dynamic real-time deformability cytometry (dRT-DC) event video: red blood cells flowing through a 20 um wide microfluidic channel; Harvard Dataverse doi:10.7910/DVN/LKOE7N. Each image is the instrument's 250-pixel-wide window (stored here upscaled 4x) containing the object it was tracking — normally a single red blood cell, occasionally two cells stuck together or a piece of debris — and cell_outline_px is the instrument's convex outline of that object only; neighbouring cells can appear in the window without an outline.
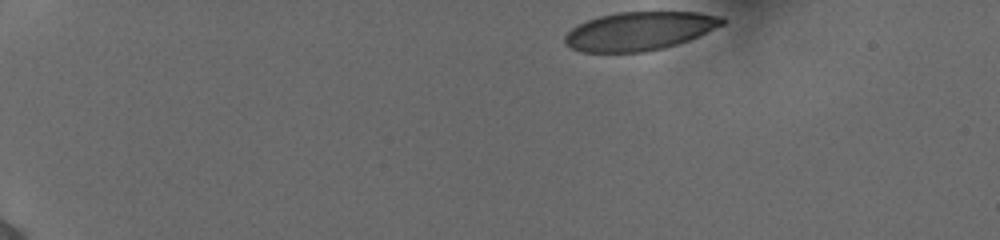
{"species": "human", "species_latin": "Homo sapiens", "temperature_condition": "cold", "stored_images_in_passage": 35, "camera_frame_rate_fps": 3000, "um_per_image_px": 0.085, "donor": {"sex": "female"}, "frame": {"image": 1, "passage_image": 1, "time_ms": 0.0, "image_size_px": [1000, 240], "cell_outline_px": [[724, 24], [688, 40], [664, 48], [644, 52], [580, 52], [572, 48], [564, 40], [564, 36], [572, 28], [588, 20], [600, 16], [616, 12], [700, 12], [724, 16]], "centroid_in_image_um": [54.37, 2.63], "position_along_channel_um": 30.6, "area_um2": 35.14}}
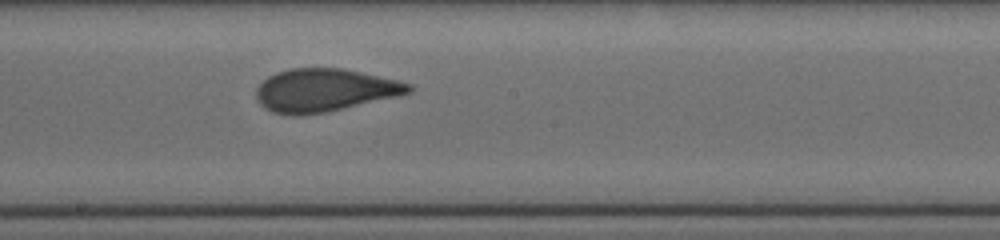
{"frame": {"image": 2, "passage_image": 19, "time_ms": 6.0, "image_size_px": [1000, 240], "cell_outline_px": [[412, 92], [396, 96], [324, 112], [304, 116], [292, 116], [272, 112], [264, 108], [260, 104], [256, 96], [256, 88], [268, 76], [276, 72], [288, 68], [340, 68], [360, 72], [396, 80], [412, 84]], "centroid_in_image_um": [27.52, 7.67], "position_along_channel_um": 220.7, "area_um2": 37.92}}
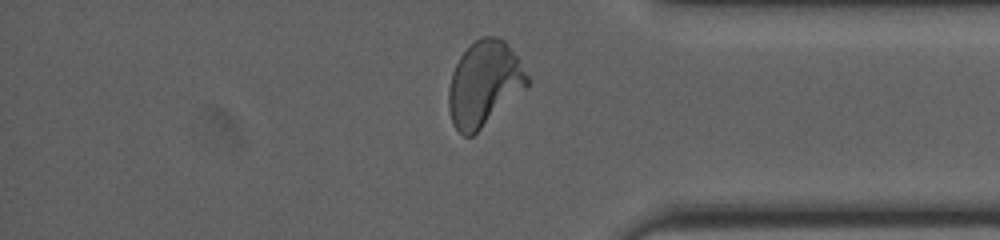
{"frame": {"image": 3, "passage_image": 33, "time_ms": 10.667, "image_size_px": [1000, 240], "cell_outline_px": [[528, 84], [524, 88], [472, 136], [464, 136], [452, 124], [448, 108], [448, 92], [452, 72], [460, 56], [476, 40], [484, 36], [496, 36], [504, 40], [516, 56], [528, 76]], "centroid_in_image_um": [41.11, 7.11], "position_along_channel_um": 394.1, "area_um2": 38.03}, "authors_computed_cell_mechanics": {"area_um2": 37.9168, "velocity_mm_per_s": 3.8772, "shape_relaxation_time_tau1_ms": 8.1311, "shape_relaxation_time_tau2_ms": 0.6175, "deformation_change_tau1": 0.2253, "deformation_change_tau2": 0.068}}